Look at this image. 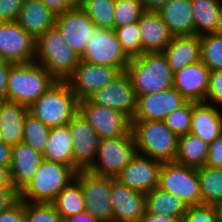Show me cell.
<instances>
[{"instance_id": "6da1fadb", "label": "cell", "mask_w": 222, "mask_h": 222, "mask_svg": "<svg viewBox=\"0 0 222 222\" xmlns=\"http://www.w3.org/2000/svg\"><path fill=\"white\" fill-rule=\"evenodd\" d=\"M55 81L37 62L12 64L8 74L6 100L29 108Z\"/></svg>"}, {"instance_id": "7a4b0ae2", "label": "cell", "mask_w": 222, "mask_h": 222, "mask_svg": "<svg viewBox=\"0 0 222 222\" xmlns=\"http://www.w3.org/2000/svg\"><path fill=\"white\" fill-rule=\"evenodd\" d=\"M125 72L131 79L137 97L173 87V73L162 52L143 53L132 58Z\"/></svg>"}, {"instance_id": "3957f363", "label": "cell", "mask_w": 222, "mask_h": 222, "mask_svg": "<svg viewBox=\"0 0 222 222\" xmlns=\"http://www.w3.org/2000/svg\"><path fill=\"white\" fill-rule=\"evenodd\" d=\"M35 56V62L41 64L58 81H65L81 61L56 26L35 40Z\"/></svg>"}, {"instance_id": "277c9868", "label": "cell", "mask_w": 222, "mask_h": 222, "mask_svg": "<svg viewBox=\"0 0 222 222\" xmlns=\"http://www.w3.org/2000/svg\"><path fill=\"white\" fill-rule=\"evenodd\" d=\"M78 99L66 81L55 83L29 108V113L52 128L67 125L78 113Z\"/></svg>"}, {"instance_id": "5b68a950", "label": "cell", "mask_w": 222, "mask_h": 222, "mask_svg": "<svg viewBox=\"0 0 222 222\" xmlns=\"http://www.w3.org/2000/svg\"><path fill=\"white\" fill-rule=\"evenodd\" d=\"M75 174L72 167L43 159L34 177L19 192V199L31 203H51L75 179Z\"/></svg>"}, {"instance_id": "8992f818", "label": "cell", "mask_w": 222, "mask_h": 222, "mask_svg": "<svg viewBox=\"0 0 222 222\" xmlns=\"http://www.w3.org/2000/svg\"><path fill=\"white\" fill-rule=\"evenodd\" d=\"M137 154L161 162L174 161L178 150V139L164 121L131 120Z\"/></svg>"}, {"instance_id": "52a82bcc", "label": "cell", "mask_w": 222, "mask_h": 222, "mask_svg": "<svg viewBox=\"0 0 222 222\" xmlns=\"http://www.w3.org/2000/svg\"><path fill=\"white\" fill-rule=\"evenodd\" d=\"M136 154L137 147L132 130L122 137L100 139L96 159L87 170L116 179Z\"/></svg>"}, {"instance_id": "ba28073f", "label": "cell", "mask_w": 222, "mask_h": 222, "mask_svg": "<svg viewBox=\"0 0 222 222\" xmlns=\"http://www.w3.org/2000/svg\"><path fill=\"white\" fill-rule=\"evenodd\" d=\"M158 187L181 199L188 207L202 205L197 168L175 161L163 162Z\"/></svg>"}, {"instance_id": "9c48e42d", "label": "cell", "mask_w": 222, "mask_h": 222, "mask_svg": "<svg viewBox=\"0 0 222 222\" xmlns=\"http://www.w3.org/2000/svg\"><path fill=\"white\" fill-rule=\"evenodd\" d=\"M80 59L89 64L114 66L122 72L126 71L131 60L123 51L114 29L97 27L87 41L86 49Z\"/></svg>"}, {"instance_id": "30bf717a", "label": "cell", "mask_w": 222, "mask_h": 222, "mask_svg": "<svg viewBox=\"0 0 222 222\" xmlns=\"http://www.w3.org/2000/svg\"><path fill=\"white\" fill-rule=\"evenodd\" d=\"M75 179L80 183L85 202V211L100 222H113L111 205L112 178L97 175L88 170H79Z\"/></svg>"}, {"instance_id": "8fae6325", "label": "cell", "mask_w": 222, "mask_h": 222, "mask_svg": "<svg viewBox=\"0 0 222 222\" xmlns=\"http://www.w3.org/2000/svg\"><path fill=\"white\" fill-rule=\"evenodd\" d=\"M78 113L96 131L100 139L122 137L132 129L131 120L123 112L90 103L87 99L78 102Z\"/></svg>"}, {"instance_id": "7c38bea8", "label": "cell", "mask_w": 222, "mask_h": 222, "mask_svg": "<svg viewBox=\"0 0 222 222\" xmlns=\"http://www.w3.org/2000/svg\"><path fill=\"white\" fill-rule=\"evenodd\" d=\"M122 71L114 66L89 64L80 61L72 74L65 80L78 101L109 85Z\"/></svg>"}, {"instance_id": "4fadbf2b", "label": "cell", "mask_w": 222, "mask_h": 222, "mask_svg": "<svg viewBox=\"0 0 222 222\" xmlns=\"http://www.w3.org/2000/svg\"><path fill=\"white\" fill-rule=\"evenodd\" d=\"M87 100L90 103L123 112L132 120L137 108L138 97L129 75L122 72L109 85L94 92Z\"/></svg>"}, {"instance_id": "5bb4252c", "label": "cell", "mask_w": 222, "mask_h": 222, "mask_svg": "<svg viewBox=\"0 0 222 222\" xmlns=\"http://www.w3.org/2000/svg\"><path fill=\"white\" fill-rule=\"evenodd\" d=\"M0 58L11 62H35V40L16 21L0 22Z\"/></svg>"}, {"instance_id": "9a60e30c", "label": "cell", "mask_w": 222, "mask_h": 222, "mask_svg": "<svg viewBox=\"0 0 222 222\" xmlns=\"http://www.w3.org/2000/svg\"><path fill=\"white\" fill-rule=\"evenodd\" d=\"M55 26L79 57L83 55L87 41H89L96 28L87 13L79 5L57 15Z\"/></svg>"}, {"instance_id": "2e32d148", "label": "cell", "mask_w": 222, "mask_h": 222, "mask_svg": "<svg viewBox=\"0 0 222 222\" xmlns=\"http://www.w3.org/2000/svg\"><path fill=\"white\" fill-rule=\"evenodd\" d=\"M67 125L72 137L74 170H87L96 159L100 137L79 113Z\"/></svg>"}, {"instance_id": "e0dca14e", "label": "cell", "mask_w": 222, "mask_h": 222, "mask_svg": "<svg viewBox=\"0 0 222 222\" xmlns=\"http://www.w3.org/2000/svg\"><path fill=\"white\" fill-rule=\"evenodd\" d=\"M162 164L159 160L136 154L116 179L132 190L146 194L158 187Z\"/></svg>"}, {"instance_id": "ac0fdd59", "label": "cell", "mask_w": 222, "mask_h": 222, "mask_svg": "<svg viewBox=\"0 0 222 222\" xmlns=\"http://www.w3.org/2000/svg\"><path fill=\"white\" fill-rule=\"evenodd\" d=\"M187 100L174 88L138 97L132 120L163 121L167 115L182 107Z\"/></svg>"}, {"instance_id": "d6986e66", "label": "cell", "mask_w": 222, "mask_h": 222, "mask_svg": "<svg viewBox=\"0 0 222 222\" xmlns=\"http://www.w3.org/2000/svg\"><path fill=\"white\" fill-rule=\"evenodd\" d=\"M110 200L113 222H139L146 212L145 194L132 190L112 178Z\"/></svg>"}, {"instance_id": "ffe728a7", "label": "cell", "mask_w": 222, "mask_h": 222, "mask_svg": "<svg viewBox=\"0 0 222 222\" xmlns=\"http://www.w3.org/2000/svg\"><path fill=\"white\" fill-rule=\"evenodd\" d=\"M210 69L202 62L188 65L173 73V87L190 102H206Z\"/></svg>"}, {"instance_id": "44dd1931", "label": "cell", "mask_w": 222, "mask_h": 222, "mask_svg": "<svg viewBox=\"0 0 222 222\" xmlns=\"http://www.w3.org/2000/svg\"><path fill=\"white\" fill-rule=\"evenodd\" d=\"M143 53L163 52L174 37L157 11H145L138 21Z\"/></svg>"}, {"instance_id": "7402d4cb", "label": "cell", "mask_w": 222, "mask_h": 222, "mask_svg": "<svg viewBox=\"0 0 222 222\" xmlns=\"http://www.w3.org/2000/svg\"><path fill=\"white\" fill-rule=\"evenodd\" d=\"M211 144L222 134L221 108L207 102H192L190 132Z\"/></svg>"}, {"instance_id": "603a6c76", "label": "cell", "mask_w": 222, "mask_h": 222, "mask_svg": "<svg viewBox=\"0 0 222 222\" xmlns=\"http://www.w3.org/2000/svg\"><path fill=\"white\" fill-rule=\"evenodd\" d=\"M43 159V155L24 143L12 146L10 170L18 192L34 177Z\"/></svg>"}, {"instance_id": "cb8c5ba5", "label": "cell", "mask_w": 222, "mask_h": 222, "mask_svg": "<svg viewBox=\"0 0 222 222\" xmlns=\"http://www.w3.org/2000/svg\"><path fill=\"white\" fill-rule=\"evenodd\" d=\"M162 53L172 73H175L201 61L200 36H174Z\"/></svg>"}, {"instance_id": "d4e9b609", "label": "cell", "mask_w": 222, "mask_h": 222, "mask_svg": "<svg viewBox=\"0 0 222 222\" xmlns=\"http://www.w3.org/2000/svg\"><path fill=\"white\" fill-rule=\"evenodd\" d=\"M56 16L40 0H25L17 24L34 40L55 26Z\"/></svg>"}, {"instance_id": "484cf974", "label": "cell", "mask_w": 222, "mask_h": 222, "mask_svg": "<svg viewBox=\"0 0 222 222\" xmlns=\"http://www.w3.org/2000/svg\"><path fill=\"white\" fill-rule=\"evenodd\" d=\"M157 12L173 36L194 35L191 0H169Z\"/></svg>"}, {"instance_id": "4316f807", "label": "cell", "mask_w": 222, "mask_h": 222, "mask_svg": "<svg viewBox=\"0 0 222 222\" xmlns=\"http://www.w3.org/2000/svg\"><path fill=\"white\" fill-rule=\"evenodd\" d=\"M28 112L24 105L0 100V133L5 144L14 146L22 143L24 119Z\"/></svg>"}, {"instance_id": "83f0119b", "label": "cell", "mask_w": 222, "mask_h": 222, "mask_svg": "<svg viewBox=\"0 0 222 222\" xmlns=\"http://www.w3.org/2000/svg\"><path fill=\"white\" fill-rule=\"evenodd\" d=\"M43 158L74 169L72 137L68 125L52 127Z\"/></svg>"}, {"instance_id": "f1b7e54d", "label": "cell", "mask_w": 222, "mask_h": 222, "mask_svg": "<svg viewBox=\"0 0 222 222\" xmlns=\"http://www.w3.org/2000/svg\"><path fill=\"white\" fill-rule=\"evenodd\" d=\"M146 212L184 219L188 206L172 193L156 187L145 194Z\"/></svg>"}, {"instance_id": "f546056e", "label": "cell", "mask_w": 222, "mask_h": 222, "mask_svg": "<svg viewBox=\"0 0 222 222\" xmlns=\"http://www.w3.org/2000/svg\"><path fill=\"white\" fill-rule=\"evenodd\" d=\"M194 35L215 33L222 11V0H191Z\"/></svg>"}, {"instance_id": "4dcf8cb0", "label": "cell", "mask_w": 222, "mask_h": 222, "mask_svg": "<svg viewBox=\"0 0 222 222\" xmlns=\"http://www.w3.org/2000/svg\"><path fill=\"white\" fill-rule=\"evenodd\" d=\"M209 144L192 133L182 135L178 139V150L175 162L188 167L199 168L207 162Z\"/></svg>"}, {"instance_id": "1f68e13d", "label": "cell", "mask_w": 222, "mask_h": 222, "mask_svg": "<svg viewBox=\"0 0 222 222\" xmlns=\"http://www.w3.org/2000/svg\"><path fill=\"white\" fill-rule=\"evenodd\" d=\"M51 204L63 220L85 211L84 194L80 183L73 179Z\"/></svg>"}, {"instance_id": "d6a6232c", "label": "cell", "mask_w": 222, "mask_h": 222, "mask_svg": "<svg viewBox=\"0 0 222 222\" xmlns=\"http://www.w3.org/2000/svg\"><path fill=\"white\" fill-rule=\"evenodd\" d=\"M202 205H214L222 200V168L201 166L197 168Z\"/></svg>"}, {"instance_id": "836d02e7", "label": "cell", "mask_w": 222, "mask_h": 222, "mask_svg": "<svg viewBox=\"0 0 222 222\" xmlns=\"http://www.w3.org/2000/svg\"><path fill=\"white\" fill-rule=\"evenodd\" d=\"M116 0H84L79 6L87 13L95 27L103 29L115 28Z\"/></svg>"}, {"instance_id": "e575fe53", "label": "cell", "mask_w": 222, "mask_h": 222, "mask_svg": "<svg viewBox=\"0 0 222 222\" xmlns=\"http://www.w3.org/2000/svg\"><path fill=\"white\" fill-rule=\"evenodd\" d=\"M50 131V127L28 112L24 119L22 143L43 155Z\"/></svg>"}, {"instance_id": "d590c367", "label": "cell", "mask_w": 222, "mask_h": 222, "mask_svg": "<svg viewBox=\"0 0 222 222\" xmlns=\"http://www.w3.org/2000/svg\"><path fill=\"white\" fill-rule=\"evenodd\" d=\"M201 61L210 71H222V36L216 33L200 35Z\"/></svg>"}, {"instance_id": "8d00e7d4", "label": "cell", "mask_w": 222, "mask_h": 222, "mask_svg": "<svg viewBox=\"0 0 222 222\" xmlns=\"http://www.w3.org/2000/svg\"><path fill=\"white\" fill-rule=\"evenodd\" d=\"M125 54L130 58L141 55V37L138 22L114 28Z\"/></svg>"}, {"instance_id": "74e56055", "label": "cell", "mask_w": 222, "mask_h": 222, "mask_svg": "<svg viewBox=\"0 0 222 222\" xmlns=\"http://www.w3.org/2000/svg\"><path fill=\"white\" fill-rule=\"evenodd\" d=\"M145 9L140 0L115 1V28L138 22Z\"/></svg>"}, {"instance_id": "f35d334b", "label": "cell", "mask_w": 222, "mask_h": 222, "mask_svg": "<svg viewBox=\"0 0 222 222\" xmlns=\"http://www.w3.org/2000/svg\"><path fill=\"white\" fill-rule=\"evenodd\" d=\"M192 102L187 101L182 107L174 110L163 120L165 125L178 137L190 132Z\"/></svg>"}, {"instance_id": "ab89813d", "label": "cell", "mask_w": 222, "mask_h": 222, "mask_svg": "<svg viewBox=\"0 0 222 222\" xmlns=\"http://www.w3.org/2000/svg\"><path fill=\"white\" fill-rule=\"evenodd\" d=\"M25 222H64L51 203L25 202Z\"/></svg>"}, {"instance_id": "60d3db41", "label": "cell", "mask_w": 222, "mask_h": 222, "mask_svg": "<svg viewBox=\"0 0 222 222\" xmlns=\"http://www.w3.org/2000/svg\"><path fill=\"white\" fill-rule=\"evenodd\" d=\"M182 222H220L213 205L188 207Z\"/></svg>"}, {"instance_id": "b9f144b4", "label": "cell", "mask_w": 222, "mask_h": 222, "mask_svg": "<svg viewBox=\"0 0 222 222\" xmlns=\"http://www.w3.org/2000/svg\"><path fill=\"white\" fill-rule=\"evenodd\" d=\"M206 102L222 108V71H211Z\"/></svg>"}, {"instance_id": "7bdbcfd3", "label": "cell", "mask_w": 222, "mask_h": 222, "mask_svg": "<svg viewBox=\"0 0 222 222\" xmlns=\"http://www.w3.org/2000/svg\"><path fill=\"white\" fill-rule=\"evenodd\" d=\"M25 0H0V22H14Z\"/></svg>"}, {"instance_id": "ee69618b", "label": "cell", "mask_w": 222, "mask_h": 222, "mask_svg": "<svg viewBox=\"0 0 222 222\" xmlns=\"http://www.w3.org/2000/svg\"><path fill=\"white\" fill-rule=\"evenodd\" d=\"M0 222H25V202L19 199L11 207L0 212Z\"/></svg>"}, {"instance_id": "f6af8a7d", "label": "cell", "mask_w": 222, "mask_h": 222, "mask_svg": "<svg viewBox=\"0 0 222 222\" xmlns=\"http://www.w3.org/2000/svg\"><path fill=\"white\" fill-rule=\"evenodd\" d=\"M205 165L222 168V134L209 144V154Z\"/></svg>"}, {"instance_id": "bcb514c9", "label": "cell", "mask_w": 222, "mask_h": 222, "mask_svg": "<svg viewBox=\"0 0 222 222\" xmlns=\"http://www.w3.org/2000/svg\"><path fill=\"white\" fill-rule=\"evenodd\" d=\"M19 200L15 187H0V212L8 209Z\"/></svg>"}, {"instance_id": "7dc6e473", "label": "cell", "mask_w": 222, "mask_h": 222, "mask_svg": "<svg viewBox=\"0 0 222 222\" xmlns=\"http://www.w3.org/2000/svg\"><path fill=\"white\" fill-rule=\"evenodd\" d=\"M55 16L77 6L72 0H40Z\"/></svg>"}, {"instance_id": "c3c4849f", "label": "cell", "mask_w": 222, "mask_h": 222, "mask_svg": "<svg viewBox=\"0 0 222 222\" xmlns=\"http://www.w3.org/2000/svg\"><path fill=\"white\" fill-rule=\"evenodd\" d=\"M12 64L0 58V100H6L8 74Z\"/></svg>"}, {"instance_id": "681fc988", "label": "cell", "mask_w": 222, "mask_h": 222, "mask_svg": "<svg viewBox=\"0 0 222 222\" xmlns=\"http://www.w3.org/2000/svg\"><path fill=\"white\" fill-rule=\"evenodd\" d=\"M139 222H182L179 218H174L162 214H153L145 212Z\"/></svg>"}, {"instance_id": "f907efd6", "label": "cell", "mask_w": 222, "mask_h": 222, "mask_svg": "<svg viewBox=\"0 0 222 222\" xmlns=\"http://www.w3.org/2000/svg\"><path fill=\"white\" fill-rule=\"evenodd\" d=\"M0 187H14L10 166L0 165Z\"/></svg>"}, {"instance_id": "816d5d0a", "label": "cell", "mask_w": 222, "mask_h": 222, "mask_svg": "<svg viewBox=\"0 0 222 222\" xmlns=\"http://www.w3.org/2000/svg\"><path fill=\"white\" fill-rule=\"evenodd\" d=\"M64 222H100L97 218L92 216L88 211L77 213L64 220Z\"/></svg>"}, {"instance_id": "f5cc1de1", "label": "cell", "mask_w": 222, "mask_h": 222, "mask_svg": "<svg viewBox=\"0 0 222 222\" xmlns=\"http://www.w3.org/2000/svg\"><path fill=\"white\" fill-rule=\"evenodd\" d=\"M11 153L12 146L5 143L0 144V165L10 166L11 165Z\"/></svg>"}, {"instance_id": "db71d44e", "label": "cell", "mask_w": 222, "mask_h": 222, "mask_svg": "<svg viewBox=\"0 0 222 222\" xmlns=\"http://www.w3.org/2000/svg\"><path fill=\"white\" fill-rule=\"evenodd\" d=\"M145 11H158L169 0H140Z\"/></svg>"}, {"instance_id": "11a10c76", "label": "cell", "mask_w": 222, "mask_h": 222, "mask_svg": "<svg viewBox=\"0 0 222 222\" xmlns=\"http://www.w3.org/2000/svg\"><path fill=\"white\" fill-rule=\"evenodd\" d=\"M213 206L219 221L222 222V200L217 201Z\"/></svg>"}, {"instance_id": "9f6ffc18", "label": "cell", "mask_w": 222, "mask_h": 222, "mask_svg": "<svg viewBox=\"0 0 222 222\" xmlns=\"http://www.w3.org/2000/svg\"><path fill=\"white\" fill-rule=\"evenodd\" d=\"M215 33L222 36V11H221V14H220V18H219V21H218V26L216 28Z\"/></svg>"}, {"instance_id": "6f0895ef", "label": "cell", "mask_w": 222, "mask_h": 222, "mask_svg": "<svg viewBox=\"0 0 222 222\" xmlns=\"http://www.w3.org/2000/svg\"><path fill=\"white\" fill-rule=\"evenodd\" d=\"M76 5H80L84 0H72Z\"/></svg>"}, {"instance_id": "680465c9", "label": "cell", "mask_w": 222, "mask_h": 222, "mask_svg": "<svg viewBox=\"0 0 222 222\" xmlns=\"http://www.w3.org/2000/svg\"><path fill=\"white\" fill-rule=\"evenodd\" d=\"M4 143L3 142V139H2V136H1V133H0V144Z\"/></svg>"}]
</instances>
